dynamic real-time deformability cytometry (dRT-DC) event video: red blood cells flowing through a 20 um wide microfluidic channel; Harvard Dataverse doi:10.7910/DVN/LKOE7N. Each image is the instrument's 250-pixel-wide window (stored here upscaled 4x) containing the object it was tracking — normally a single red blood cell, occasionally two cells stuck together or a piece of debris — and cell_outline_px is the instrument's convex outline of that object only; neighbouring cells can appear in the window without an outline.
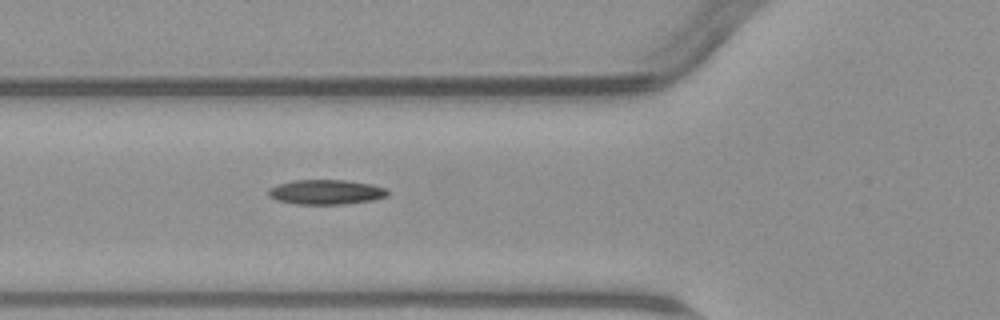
{"species": "common noctule bat (a hibernating species)", "species_latin": "Nyctalus noctula", "temperature_condition": "warm", "stored_images_in_passage": 6, "camera_frame_rate_fps": 3000, "um_per_image_px": 0.085, "animal": {"sex": "male", "body_mass_g": 23.1, "forearm_length_mm": 52.7}, "frame": {"image": 1, "passage_image": 6, "time_ms": 6.0, "image_size_px": [1000, 320], "cell_outline_px": [[388, 196], [372, 200], [344, 204], [296, 204], [276, 200], [268, 196], [268, 188], [276, 184], [292, 180], [348, 180], [372, 184], [384, 188], [388, 192]], "centroid_in_image_um": [27.67, 16.32], "position_along_channel_um": 98.1, "area_um2": 17.34}}